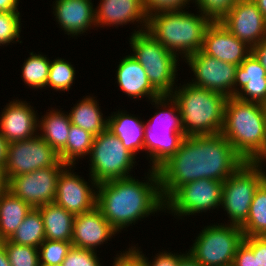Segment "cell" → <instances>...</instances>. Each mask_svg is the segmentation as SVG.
I'll return each instance as SVG.
<instances>
[{
  "instance_id": "484cf974",
  "label": "cell",
  "mask_w": 266,
  "mask_h": 266,
  "mask_svg": "<svg viewBox=\"0 0 266 266\" xmlns=\"http://www.w3.org/2000/svg\"><path fill=\"white\" fill-rule=\"evenodd\" d=\"M92 94L78 100L68 113L71 124L81 127L94 137L107 130L108 117L104 118L98 100Z\"/></svg>"
},
{
  "instance_id": "7dc6e473",
  "label": "cell",
  "mask_w": 266,
  "mask_h": 266,
  "mask_svg": "<svg viewBox=\"0 0 266 266\" xmlns=\"http://www.w3.org/2000/svg\"><path fill=\"white\" fill-rule=\"evenodd\" d=\"M7 146L8 142L0 133V166L4 168L7 158Z\"/></svg>"
},
{
  "instance_id": "ac0fdd59",
  "label": "cell",
  "mask_w": 266,
  "mask_h": 266,
  "mask_svg": "<svg viewBox=\"0 0 266 266\" xmlns=\"http://www.w3.org/2000/svg\"><path fill=\"white\" fill-rule=\"evenodd\" d=\"M12 100L6 103L0 112L1 135L8 143L36 136L39 118L37 110L35 111V108L26 100H17V98Z\"/></svg>"
},
{
  "instance_id": "52a82bcc",
  "label": "cell",
  "mask_w": 266,
  "mask_h": 266,
  "mask_svg": "<svg viewBox=\"0 0 266 266\" xmlns=\"http://www.w3.org/2000/svg\"><path fill=\"white\" fill-rule=\"evenodd\" d=\"M266 162H245L223 184L221 207L229 224L241 226L247 219L257 188L266 180Z\"/></svg>"
},
{
  "instance_id": "30bf717a",
  "label": "cell",
  "mask_w": 266,
  "mask_h": 266,
  "mask_svg": "<svg viewBox=\"0 0 266 266\" xmlns=\"http://www.w3.org/2000/svg\"><path fill=\"white\" fill-rule=\"evenodd\" d=\"M157 171L164 201L180 186L202 179L201 136L184 137L178 151Z\"/></svg>"
},
{
  "instance_id": "cb8c5ba5",
  "label": "cell",
  "mask_w": 266,
  "mask_h": 266,
  "mask_svg": "<svg viewBox=\"0 0 266 266\" xmlns=\"http://www.w3.org/2000/svg\"><path fill=\"white\" fill-rule=\"evenodd\" d=\"M120 60L115 80L124 94L135 100L146 98L149 102L161 96L152 87L144 68L131 53Z\"/></svg>"
},
{
  "instance_id": "44dd1931",
  "label": "cell",
  "mask_w": 266,
  "mask_h": 266,
  "mask_svg": "<svg viewBox=\"0 0 266 266\" xmlns=\"http://www.w3.org/2000/svg\"><path fill=\"white\" fill-rule=\"evenodd\" d=\"M116 234L119 233L95 207L91 211L75 215L71 243L74 247L97 251V247L111 241Z\"/></svg>"
},
{
  "instance_id": "816d5d0a",
  "label": "cell",
  "mask_w": 266,
  "mask_h": 266,
  "mask_svg": "<svg viewBox=\"0 0 266 266\" xmlns=\"http://www.w3.org/2000/svg\"><path fill=\"white\" fill-rule=\"evenodd\" d=\"M263 16L266 18V0H253Z\"/></svg>"
},
{
  "instance_id": "9c48e42d",
  "label": "cell",
  "mask_w": 266,
  "mask_h": 266,
  "mask_svg": "<svg viewBox=\"0 0 266 266\" xmlns=\"http://www.w3.org/2000/svg\"><path fill=\"white\" fill-rule=\"evenodd\" d=\"M136 157L119 138L105 130L93 139L89 155V177L97 183L132 177Z\"/></svg>"
},
{
  "instance_id": "f5cc1de1",
  "label": "cell",
  "mask_w": 266,
  "mask_h": 266,
  "mask_svg": "<svg viewBox=\"0 0 266 266\" xmlns=\"http://www.w3.org/2000/svg\"><path fill=\"white\" fill-rule=\"evenodd\" d=\"M40 266H62V265H40Z\"/></svg>"
},
{
  "instance_id": "1f68e13d",
  "label": "cell",
  "mask_w": 266,
  "mask_h": 266,
  "mask_svg": "<svg viewBox=\"0 0 266 266\" xmlns=\"http://www.w3.org/2000/svg\"><path fill=\"white\" fill-rule=\"evenodd\" d=\"M240 227L244 236H266V180L257 188L248 217Z\"/></svg>"
},
{
  "instance_id": "d6986e66",
  "label": "cell",
  "mask_w": 266,
  "mask_h": 266,
  "mask_svg": "<svg viewBox=\"0 0 266 266\" xmlns=\"http://www.w3.org/2000/svg\"><path fill=\"white\" fill-rule=\"evenodd\" d=\"M201 51L210 57L239 66L251 53V48L220 21H212L205 31Z\"/></svg>"
},
{
  "instance_id": "d590c367",
  "label": "cell",
  "mask_w": 266,
  "mask_h": 266,
  "mask_svg": "<svg viewBox=\"0 0 266 266\" xmlns=\"http://www.w3.org/2000/svg\"><path fill=\"white\" fill-rule=\"evenodd\" d=\"M71 247V242L45 239L38 247L40 265H62Z\"/></svg>"
},
{
  "instance_id": "83f0119b",
  "label": "cell",
  "mask_w": 266,
  "mask_h": 266,
  "mask_svg": "<svg viewBox=\"0 0 266 266\" xmlns=\"http://www.w3.org/2000/svg\"><path fill=\"white\" fill-rule=\"evenodd\" d=\"M43 117L38 118L39 135L59 153L65 146L71 121L68 112L52 108ZM40 131V132H39Z\"/></svg>"
},
{
  "instance_id": "603a6c76",
  "label": "cell",
  "mask_w": 266,
  "mask_h": 266,
  "mask_svg": "<svg viewBox=\"0 0 266 266\" xmlns=\"http://www.w3.org/2000/svg\"><path fill=\"white\" fill-rule=\"evenodd\" d=\"M234 96L243 101L266 102V70L252 53L237 66Z\"/></svg>"
},
{
  "instance_id": "4fadbf2b",
  "label": "cell",
  "mask_w": 266,
  "mask_h": 266,
  "mask_svg": "<svg viewBox=\"0 0 266 266\" xmlns=\"http://www.w3.org/2000/svg\"><path fill=\"white\" fill-rule=\"evenodd\" d=\"M67 165L59 161L53 167L34 170L31 173L11 177L7 189L32 208L55 201L60 172Z\"/></svg>"
},
{
  "instance_id": "681fc988",
  "label": "cell",
  "mask_w": 266,
  "mask_h": 266,
  "mask_svg": "<svg viewBox=\"0 0 266 266\" xmlns=\"http://www.w3.org/2000/svg\"><path fill=\"white\" fill-rule=\"evenodd\" d=\"M0 266H11L4 244L0 241Z\"/></svg>"
},
{
  "instance_id": "f546056e",
  "label": "cell",
  "mask_w": 266,
  "mask_h": 266,
  "mask_svg": "<svg viewBox=\"0 0 266 266\" xmlns=\"http://www.w3.org/2000/svg\"><path fill=\"white\" fill-rule=\"evenodd\" d=\"M94 136L81 127L71 124L66 146L58 153L66 165H76L78 159L90 155Z\"/></svg>"
},
{
  "instance_id": "8d00e7d4",
  "label": "cell",
  "mask_w": 266,
  "mask_h": 266,
  "mask_svg": "<svg viewBox=\"0 0 266 266\" xmlns=\"http://www.w3.org/2000/svg\"><path fill=\"white\" fill-rule=\"evenodd\" d=\"M20 14V12H0V46L23 43L19 40L22 31Z\"/></svg>"
},
{
  "instance_id": "5b68a950",
  "label": "cell",
  "mask_w": 266,
  "mask_h": 266,
  "mask_svg": "<svg viewBox=\"0 0 266 266\" xmlns=\"http://www.w3.org/2000/svg\"><path fill=\"white\" fill-rule=\"evenodd\" d=\"M150 103L158 110L145 121L144 151L150 169L157 170L178 151L185 136L178 104L171 95H161Z\"/></svg>"
},
{
  "instance_id": "b9f144b4",
  "label": "cell",
  "mask_w": 266,
  "mask_h": 266,
  "mask_svg": "<svg viewBox=\"0 0 266 266\" xmlns=\"http://www.w3.org/2000/svg\"><path fill=\"white\" fill-rule=\"evenodd\" d=\"M112 266H146L144 255L135 246H130L125 251L117 253Z\"/></svg>"
},
{
  "instance_id": "f1b7e54d",
  "label": "cell",
  "mask_w": 266,
  "mask_h": 266,
  "mask_svg": "<svg viewBox=\"0 0 266 266\" xmlns=\"http://www.w3.org/2000/svg\"><path fill=\"white\" fill-rule=\"evenodd\" d=\"M32 207L8 189L0 195V241L8 240Z\"/></svg>"
},
{
  "instance_id": "4dcf8cb0",
  "label": "cell",
  "mask_w": 266,
  "mask_h": 266,
  "mask_svg": "<svg viewBox=\"0 0 266 266\" xmlns=\"http://www.w3.org/2000/svg\"><path fill=\"white\" fill-rule=\"evenodd\" d=\"M44 240V223L38 208H32L22 223L17 227V230L8 239V241L19 245H28L36 248H38Z\"/></svg>"
},
{
  "instance_id": "ba28073f",
  "label": "cell",
  "mask_w": 266,
  "mask_h": 266,
  "mask_svg": "<svg viewBox=\"0 0 266 266\" xmlns=\"http://www.w3.org/2000/svg\"><path fill=\"white\" fill-rule=\"evenodd\" d=\"M199 232L188 252L203 266H231L238 247L244 241L241 227L214 223Z\"/></svg>"
},
{
  "instance_id": "5bb4252c",
  "label": "cell",
  "mask_w": 266,
  "mask_h": 266,
  "mask_svg": "<svg viewBox=\"0 0 266 266\" xmlns=\"http://www.w3.org/2000/svg\"><path fill=\"white\" fill-rule=\"evenodd\" d=\"M184 61L195 77L190 80V84L220 93L227 98L234 96L236 65L210 57L201 50L189 55Z\"/></svg>"
},
{
  "instance_id": "7bdbcfd3",
  "label": "cell",
  "mask_w": 266,
  "mask_h": 266,
  "mask_svg": "<svg viewBox=\"0 0 266 266\" xmlns=\"http://www.w3.org/2000/svg\"><path fill=\"white\" fill-rule=\"evenodd\" d=\"M243 242L257 255L258 266H266V236H245Z\"/></svg>"
},
{
  "instance_id": "836d02e7",
  "label": "cell",
  "mask_w": 266,
  "mask_h": 266,
  "mask_svg": "<svg viewBox=\"0 0 266 266\" xmlns=\"http://www.w3.org/2000/svg\"><path fill=\"white\" fill-rule=\"evenodd\" d=\"M76 70L75 67L66 59L55 58L50 63V71L47 80V88H51L52 90L69 91L75 82ZM49 86V87H48Z\"/></svg>"
},
{
  "instance_id": "8992f818",
  "label": "cell",
  "mask_w": 266,
  "mask_h": 266,
  "mask_svg": "<svg viewBox=\"0 0 266 266\" xmlns=\"http://www.w3.org/2000/svg\"><path fill=\"white\" fill-rule=\"evenodd\" d=\"M129 44L132 57L142 65L152 87L160 95H171L177 86L181 58L169 52L147 30L131 33Z\"/></svg>"
},
{
  "instance_id": "d4e9b609",
  "label": "cell",
  "mask_w": 266,
  "mask_h": 266,
  "mask_svg": "<svg viewBox=\"0 0 266 266\" xmlns=\"http://www.w3.org/2000/svg\"><path fill=\"white\" fill-rule=\"evenodd\" d=\"M140 118L123 109L108 116L107 130L116 135L135 157L140 151H144L145 121Z\"/></svg>"
},
{
  "instance_id": "74e56055",
  "label": "cell",
  "mask_w": 266,
  "mask_h": 266,
  "mask_svg": "<svg viewBox=\"0 0 266 266\" xmlns=\"http://www.w3.org/2000/svg\"><path fill=\"white\" fill-rule=\"evenodd\" d=\"M239 0H194L202 14L212 21H220Z\"/></svg>"
},
{
  "instance_id": "e0dca14e",
  "label": "cell",
  "mask_w": 266,
  "mask_h": 266,
  "mask_svg": "<svg viewBox=\"0 0 266 266\" xmlns=\"http://www.w3.org/2000/svg\"><path fill=\"white\" fill-rule=\"evenodd\" d=\"M220 22L250 48L266 39V18L253 0H239Z\"/></svg>"
},
{
  "instance_id": "3957f363",
  "label": "cell",
  "mask_w": 266,
  "mask_h": 266,
  "mask_svg": "<svg viewBox=\"0 0 266 266\" xmlns=\"http://www.w3.org/2000/svg\"><path fill=\"white\" fill-rule=\"evenodd\" d=\"M173 10L148 17L147 31L169 52L185 60L202 49L204 34L212 20L197 10Z\"/></svg>"
},
{
  "instance_id": "7a4b0ae2",
  "label": "cell",
  "mask_w": 266,
  "mask_h": 266,
  "mask_svg": "<svg viewBox=\"0 0 266 266\" xmlns=\"http://www.w3.org/2000/svg\"><path fill=\"white\" fill-rule=\"evenodd\" d=\"M221 134L245 162H266L264 104L227 98Z\"/></svg>"
},
{
  "instance_id": "60d3db41",
  "label": "cell",
  "mask_w": 266,
  "mask_h": 266,
  "mask_svg": "<svg viewBox=\"0 0 266 266\" xmlns=\"http://www.w3.org/2000/svg\"><path fill=\"white\" fill-rule=\"evenodd\" d=\"M137 244H135V248L142 254L144 255V261L146 263V266H179V261L188 253L187 250L185 253H172L170 250L168 251H162L158 252L153 260L150 259L141 251L142 249L140 247H136ZM152 260V261H151Z\"/></svg>"
},
{
  "instance_id": "f907efd6",
  "label": "cell",
  "mask_w": 266,
  "mask_h": 266,
  "mask_svg": "<svg viewBox=\"0 0 266 266\" xmlns=\"http://www.w3.org/2000/svg\"><path fill=\"white\" fill-rule=\"evenodd\" d=\"M7 184L4 168L0 166V195L7 190Z\"/></svg>"
},
{
  "instance_id": "6da1fadb",
  "label": "cell",
  "mask_w": 266,
  "mask_h": 266,
  "mask_svg": "<svg viewBox=\"0 0 266 266\" xmlns=\"http://www.w3.org/2000/svg\"><path fill=\"white\" fill-rule=\"evenodd\" d=\"M96 207L118 233L151 214L165 212L158 171L149 168L142 181L132 175L98 183Z\"/></svg>"
},
{
  "instance_id": "7c38bea8",
  "label": "cell",
  "mask_w": 266,
  "mask_h": 266,
  "mask_svg": "<svg viewBox=\"0 0 266 266\" xmlns=\"http://www.w3.org/2000/svg\"><path fill=\"white\" fill-rule=\"evenodd\" d=\"M60 161L58 153L39 135L8 143L4 172L7 181L37 169L53 167Z\"/></svg>"
},
{
  "instance_id": "d6a6232c",
  "label": "cell",
  "mask_w": 266,
  "mask_h": 266,
  "mask_svg": "<svg viewBox=\"0 0 266 266\" xmlns=\"http://www.w3.org/2000/svg\"><path fill=\"white\" fill-rule=\"evenodd\" d=\"M21 68L22 81L32 89H46L50 71V58L41 53L30 52Z\"/></svg>"
},
{
  "instance_id": "277c9868",
  "label": "cell",
  "mask_w": 266,
  "mask_h": 266,
  "mask_svg": "<svg viewBox=\"0 0 266 266\" xmlns=\"http://www.w3.org/2000/svg\"><path fill=\"white\" fill-rule=\"evenodd\" d=\"M176 86L171 96L177 102L184 136L220 134L227 97L189 83Z\"/></svg>"
},
{
  "instance_id": "4316f807",
  "label": "cell",
  "mask_w": 266,
  "mask_h": 266,
  "mask_svg": "<svg viewBox=\"0 0 266 266\" xmlns=\"http://www.w3.org/2000/svg\"><path fill=\"white\" fill-rule=\"evenodd\" d=\"M44 223L45 239L71 242L75 215L55 202L38 207Z\"/></svg>"
},
{
  "instance_id": "c3c4849f",
  "label": "cell",
  "mask_w": 266,
  "mask_h": 266,
  "mask_svg": "<svg viewBox=\"0 0 266 266\" xmlns=\"http://www.w3.org/2000/svg\"><path fill=\"white\" fill-rule=\"evenodd\" d=\"M179 266H203L189 252L179 261Z\"/></svg>"
},
{
  "instance_id": "ab89813d",
  "label": "cell",
  "mask_w": 266,
  "mask_h": 266,
  "mask_svg": "<svg viewBox=\"0 0 266 266\" xmlns=\"http://www.w3.org/2000/svg\"><path fill=\"white\" fill-rule=\"evenodd\" d=\"M147 17L165 11L189 9L194 0H142ZM188 7V8H187Z\"/></svg>"
},
{
  "instance_id": "bcb514c9",
  "label": "cell",
  "mask_w": 266,
  "mask_h": 266,
  "mask_svg": "<svg viewBox=\"0 0 266 266\" xmlns=\"http://www.w3.org/2000/svg\"><path fill=\"white\" fill-rule=\"evenodd\" d=\"M20 0H0V12H19Z\"/></svg>"
},
{
  "instance_id": "7402d4cb",
  "label": "cell",
  "mask_w": 266,
  "mask_h": 266,
  "mask_svg": "<svg viewBox=\"0 0 266 266\" xmlns=\"http://www.w3.org/2000/svg\"><path fill=\"white\" fill-rule=\"evenodd\" d=\"M52 9L59 28L72 38L96 28L92 0H55Z\"/></svg>"
},
{
  "instance_id": "f6af8a7d",
  "label": "cell",
  "mask_w": 266,
  "mask_h": 266,
  "mask_svg": "<svg viewBox=\"0 0 266 266\" xmlns=\"http://www.w3.org/2000/svg\"><path fill=\"white\" fill-rule=\"evenodd\" d=\"M251 53L266 70V39L251 48Z\"/></svg>"
},
{
  "instance_id": "9a60e30c",
  "label": "cell",
  "mask_w": 266,
  "mask_h": 266,
  "mask_svg": "<svg viewBox=\"0 0 266 266\" xmlns=\"http://www.w3.org/2000/svg\"><path fill=\"white\" fill-rule=\"evenodd\" d=\"M73 168H76L75 165H67L60 172L54 202L78 215L96 207L98 183L92 177L87 182Z\"/></svg>"
},
{
  "instance_id": "ffe728a7",
  "label": "cell",
  "mask_w": 266,
  "mask_h": 266,
  "mask_svg": "<svg viewBox=\"0 0 266 266\" xmlns=\"http://www.w3.org/2000/svg\"><path fill=\"white\" fill-rule=\"evenodd\" d=\"M96 27L137 25L135 32L147 30L148 17L142 0H100L95 7ZM139 24H137V23ZM140 27V28H139Z\"/></svg>"
},
{
  "instance_id": "2e32d148",
  "label": "cell",
  "mask_w": 266,
  "mask_h": 266,
  "mask_svg": "<svg viewBox=\"0 0 266 266\" xmlns=\"http://www.w3.org/2000/svg\"><path fill=\"white\" fill-rule=\"evenodd\" d=\"M202 179L224 182L245 161L220 133L201 136Z\"/></svg>"
},
{
  "instance_id": "e575fe53",
  "label": "cell",
  "mask_w": 266,
  "mask_h": 266,
  "mask_svg": "<svg viewBox=\"0 0 266 266\" xmlns=\"http://www.w3.org/2000/svg\"><path fill=\"white\" fill-rule=\"evenodd\" d=\"M11 266H40L39 250L28 245H19L8 240L1 241Z\"/></svg>"
},
{
  "instance_id": "f35d334b",
  "label": "cell",
  "mask_w": 266,
  "mask_h": 266,
  "mask_svg": "<svg viewBox=\"0 0 266 266\" xmlns=\"http://www.w3.org/2000/svg\"><path fill=\"white\" fill-rule=\"evenodd\" d=\"M97 251L72 246L62 266H102Z\"/></svg>"
},
{
  "instance_id": "ee69618b",
  "label": "cell",
  "mask_w": 266,
  "mask_h": 266,
  "mask_svg": "<svg viewBox=\"0 0 266 266\" xmlns=\"http://www.w3.org/2000/svg\"><path fill=\"white\" fill-rule=\"evenodd\" d=\"M233 266H258L257 255L243 242L234 256Z\"/></svg>"
},
{
  "instance_id": "8fae6325",
  "label": "cell",
  "mask_w": 266,
  "mask_h": 266,
  "mask_svg": "<svg viewBox=\"0 0 266 266\" xmlns=\"http://www.w3.org/2000/svg\"><path fill=\"white\" fill-rule=\"evenodd\" d=\"M223 184L222 181L204 178L180 186L165 201V213L184 219L185 216L218 210L222 202Z\"/></svg>"
}]
</instances>
